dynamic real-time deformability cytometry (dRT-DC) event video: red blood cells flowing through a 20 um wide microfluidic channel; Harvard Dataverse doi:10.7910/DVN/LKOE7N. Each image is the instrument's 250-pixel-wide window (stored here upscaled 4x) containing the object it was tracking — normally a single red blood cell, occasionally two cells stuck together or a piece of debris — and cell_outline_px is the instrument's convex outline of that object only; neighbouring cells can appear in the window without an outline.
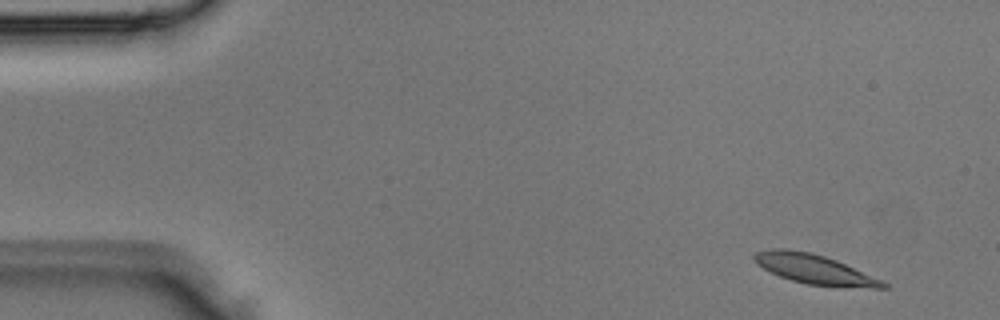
{"species": "Egyptian fruit bat (a non-hibernating species)", "species_latin": "Rousettus aegyptiacus", "temperature_condition": "room temperature", "stored_images_in_passage": 4, "segment_of_instrument_passage": [2, 2], "camera_frame_rate_fps": 3000, "um_per_image_px": 0.085, "animal": {"sex": "male"}, "frame": {"image": 1, "passage_image": 4, "time_ms": 1.0, "image_size_px": [1000, 320], "cell_outline_px": [[888, 288], [872, 288], [808, 284], [792, 280], [780, 276], [756, 264], [752, 260], [752, 256], [756, 252], [772, 248], [784, 248], [808, 252], [824, 256], [836, 260], [880, 280], [888, 284]], "centroid_in_image_um": [69.16, 22.86], "position_along_channel_um": 15.8, "area_um2": 21.68}}